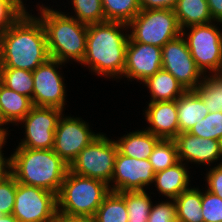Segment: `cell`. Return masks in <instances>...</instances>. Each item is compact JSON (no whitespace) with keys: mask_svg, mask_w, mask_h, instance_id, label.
I'll list each match as a JSON object with an SVG mask.
<instances>
[{"mask_svg":"<svg viewBox=\"0 0 222 222\" xmlns=\"http://www.w3.org/2000/svg\"><path fill=\"white\" fill-rule=\"evenodd\" d=\"M49 58L42 22L28 8L0 33V68L34 71Z\"/></svg>","mask_w":222,"mask_h":222,"instance_id":"1","label":"cell"},{"mask_svg":"<svg viewBox=\"0 0 222 222\" xmlns=\"http://www.w3.org/2000/svg\"><path fill=\"white\" fill-rule=\"evenodd\" d=\"M129 31L126 23L104 21L88 24L86 53L80 63L91 73L120 79L124 73Z\"/></svg>","mask_w":222,"mask_h":222,"instance_id":"2","label":"cell"},{"mask_svg":"<svg viewBox=\"0 0 222 222\" xmlns=\"http://www.w3.org/2000/svg\"><path fill=\"white\" fill-rule=\"evenodd\" d=\"M37 5V17L46 33L50 58L66 64L70 61L80 64L86 53L88 25L52 6Z\"/></svg>","mask_w":222,"mask_h":222,"instance_id":"3","label":"cell"},{"mask_svg":"<svg viewBox=\"0 0 222 222\" xmlns=\"http://www.w3.org/2000/svg\"><path fill=\"white\" fill-rule=\"evenodd\" d=\"M10 173L16 181L58 194L69 165L53 149L15 148Z\"/></svg>","mask_w":222,"mask_h":222,"instance_id":"4","label":"cell"},{"mask_svg":"<svg viewBox=\"0 0 222 222\" xmlns=\"http://www.w3.org/2000/svg\"><path fill=\"white\" fill-rule=\"evenodd\" d=\"M109 192L107 183L68 170L57 194L58 215L91 220Z\"/></svg>","mask_w":222,"mask_h":222,"instance_id":"5","label":"cell"},{"mask_svg":"<svg viewBox=\"0 0 222 222\" xmlns=\"http://www.w3.org/2000/svg\"><path fill=\"white\" fill-rule=\"evenodd\" d=\"M127 26L129 41L161 48L181 35L173 9L141 10Z\"/></svg>","mask_w":222,"mask_h":222,"instance_id":"6","label":"cell"},{"mask_svg":"<svg viewBox=\"0 0 222 222\" xmlns=\"http://www.w3.org/2000/svg\"><path fill=\"white\" fill-rule=\"evenodd\" d=\"M181 35L202 73H217L222 63V31L215 21L186 27Z\"/></svg>","mask_w":222,"mask_h":222,"instance_id":"7","label":"cell"},{"mask_svg":"<svg viewBox=\"0 0 222 222\" xmlns=\"http://www.w3.org/2000/svg\"><path fill=\"white\" fill-rule=\"evenodd\" d=\"M118 153L115 139L101 133L83 148L69 170L77 175L101 180L109 185L112 179L115 159Z\"/></svg>","mask_w":222,"mask_h":222,"instance_id":"8","label":"cell"},{"mask_svg":"<svg viewBox=\"0 0 222 222\" xmlns=\"http://www.w3.org/2000/svg\"><path fill=\"white\" fill-rule=\"evenodd\" d=\"M12 215L19 222H55L58 217L57 195L17 182Z\"/></svg>","mask_w":222,"mask_h":222,"instance_id":"9","label":"cell"},{"mask_svg":"<svg viewBox=\"0 0 222 222\" xmlns=\"http://www.w3.org/2000/svg\"><path fill=\"white\" fill-rule=\"evenodd\" d=\"M62 65L65 66L66 63L49 58L32 71L34 81L33 106L65 110L67 86H65V77L61 71L63 70Z\"/></svg>","mask_w":222,"mask_h":222,"instance_id":"10","label":"cell"},{"mask_svg":"<svg viewBox=\"0 0 222 222\" xmlns=\"http://www.w3.org/2000/svg\"><path fill=\"white\" fill-rule=\"evenodd\" d=\"M63 110L53 107L33 106L17 124L24 128V137L16 148L53 149L55 130ZM23 123V124H22Z\"/></svg>","mask_w":222,"mask_h":222,"instance_id":"11","label":"cell"},{"mask_svg":"<svg viewBox=\"0 0 222 222\" xmlns=\"http://www.w3.org/2000/svg\"><path fill=\"white\" fill-rule=\"evenodd\" d=\"M89 122L80 117L60 116L56 130L53 151L69 166L80 151L90 144L100 133L89 127Z\"/></svg>","mask_w":222,"mask_h":222,"instance_id":"12","label":"cell"},{"mask_svg":"<svg viewBox=\"0 0 222 222\" xmlns=\"http://www.w3.org/2000/svg\"><path fill=\"white\" fill-rule=\"evenodd\" d=\"M162 68L172 74L186 90H195L204 79L182 35L162 48Z\"/></svg>","mask_w":222,"mask_h":222,"instance_id":"13","label":"cell"},{"mask_svg":"<svg viewBox=\"0 0 222 222\" xmlns=\"http://www.w3.org/2000/svg\"><path fill=\"white\" fill-rule=\"evenodd\" d=\"M154 176L149 159L128 157L118 151L109 189L115 192L147 190L154 183Z\"/></svg>","mask_w":222,"mask_h":222,"instance_id":"14","label":"cell"},{"mask_svg":"<svg viewBox=\"0 0 222 222\" xmlns=\"http://www.w3.org/2000/svg\"><path fill=\"white\" fill-rule=\"evenodd\" d=\"M162 68V49L151 44L128 41L125 68L120 80L141 83Z\"/></svg>","mask_w":222,"mask_h":222,"instance_id":"15","label":"cell"},{"mask_svg":"<svg viewBox=\"0 0 222 222\" xmlns=\"http://www.w3.org/2000/svg\"><path fill=\"white\" fill-rule=\"evenodd\" d=\"M174 140L177 146L179 161L187 165L190 162L198 166L207 165L210 167H212L214 162L215 165L222 164L220 141L197 137L189 132L179 133Z\"/></svg>","mask_w":222,"mask_h":222,"instance_id":"16","label":"cell"},{"mask_svg":"<svg viewBox=\"0 0 222 222\" xmlns=\"http://www.w3.org/2000/svg\"><path fill=\"white\" fill-rule=\"evenodd\" d=\"M143 115L147 126L145 129L160 139H175L179 134L177 101L147 102Z\"/></svg>","mask_w":222,"mask_h":222,"instance_id":"17","label":"cell"},{"mask_svg":"<svg viewBox=\"0 0 222 222\" xmlns=\"http://www.w3.org/2000/svg\"><path fill=\"white\" fill-rule=\"evenodd\" d=\"M188 165L178 161L173 166L155 173L154 183L158 194L167 199H175L182 192L190 189L191 180ZM190 185V186H189Z\"/></svg>","mask_w":222,"mask_h":222,"instance_id":"18","label":"cell"},{"mask_svg":"<svg viewBox=\"0 0 222 222\" xmlns=\"http://www.w3.org/2000/svg\"><path fill=\"white\" fill-rule=\"evenodd\" d=\"M141 84L150 92L149 102L176 100L187 91L172 74L163 68L146 78Z\"/></svg>","mask_w":222,"mask_h":222,"instance_id":"19","label":"cell"},{"mask_svg":"<svg viewBox=\"0 0 222 222\" xmlns=\"http://www.w3.org/2000/svg\"><path fill=\"white\" fill-rule=\"evenodd\" d=\"M176 101L179 133L189 132L209 113L202 98L194 90H187Z\"/></svg>","mask_w":222,"mask_h":222,"instance_id":"20","label":"cell"},{"mask_svg":"<svg viewBox=\"0 0 222 222\" xmlns=\"http://www.w3.org/2000/svg\"><path fill=\"white\" fill-rule=\"evenodd\" d=\"M159 140L160 138L143 128L124 134L115 142L121 154L136 159H149Z\"/></svg>","mask_w":222,"mask_h":222,"instance_id":"21","label":"cell"},{"mask_svg":"<svg viewBox=\"0 0 222 222\" xmlns=\"http://www.w3.org/2000/svg\"><path fill=\"white\" fill-rule=\"evenodd\" d=\"M0 106L9 125H17L33 107L32 100L0 82Z\"/></svg>","mask_w":222,"mask_h":222,"instance_id":"22","label":"cell"},{"mask_svg":"<svg viewBox=\"0 0 222 222\" xmlns=\"http://www.w3.org/2000/svg\"><path fill=\"white\" fill-rule=\"evenodd\" d=\"M173 10L181 30L214 21L206 0H178Z\"/></svg>","mask_w":222,"mask_h":222,"instance_id":"23","label":"cell"},{"mask_svg":"<svg viewBox=\"0 0 222 222\" xmlns=\"http://www.w3.org/2000/svg\"><path fill=\"white\" fill-rule=\"evenodd\" d=\"M177 222H204L202 215V191L198 186L182 192L175 199Z\"/></svg>","mask_w":222,"mask_h":222,"instance_id":"24","label":"cell"},{"mask_svg":"<svg viewBox=\"0 0 222 222\" xmlns=\"http://www.w3.org/2000/svg\"><path fill=\"white\" fill-rule=\"evenodd\" d=\"M124 192L110 191L103 199L91 222H128Z\"/></svg>","mask_w":222,"mask_h":222,"instance_id":"25","label":"cell"},{"mask_svg":"<svg viewBox=\"0 0 222 222\" xmlns=\"http://www.w3.org/2000/svg\"><path fill=\"white\" fill-rule=\"evenodd\" d=\"M203 100L209 112H222V78L215 74H206L194 90Z\"/></svg>","mask_w":222,"mask_h":222,"instance_id":"26","label":"cell"},{"mask_svg":"<svg viewBox=\"0 0 222 222\" xmlns=\"http://www.w3.org/2000/svg\"><path fill=\"white\" fill-rule=\"evenodd\" d=\"M0 82L7 88L32 100L34 86L32 71L19 68H0Z\"/></svg>","mask_w":222,"mask_h":222,"instance_id":"27","label":"cell"},{"mask_svg":"<svg viewBox=\"0 0 222 222\" xmlns=\"http://www.w3.org/2000/svg\"><path fill=\"white\" fill-rule=\"evenodd\" d=\"M146 190L125 191L124 200L128 210V222H147L153 204Z\"/></svg>","mask_w":222,"mask_h":222,"instance_id":"28","label":"cell"},{"mask_svg":"<svg viewBox=\"0 0 222 222\" xmlns=\"http://www.w3.org/2000/svg\"><path fill=\"white\" fill-rule=\"evenodd\" d=\"M105 21L128 24L141 10L139 0H102Z\"/></svg>","mask_w":222,"mask_h":222,"instance_id":"29","label":"cell"},{"mask_svg":"<svg viewBox=\"0 0 222 222\" xmlns=\"http://www.w3.org/2000/svg\"><path fill=\"white\" fill-rule=\"evenodd\" d=\"M73 6L71 13L67 15L77 19L84 24L101 23L105 21L102 0H70Z\"/></svg>","mask_w":222,"mask_h":222,"instance_id":"30","label":"cell"},{"mask_svg":"<svg viewBox=\"0 0 222 222\" xmlns=\"http://www.w3.org/2000/svg\"><path fill=\"white\" fill-rule=\"evenodd\" d=\"M155 173L165 170L177 163L178 152L176 142L173 139H160L154 147L150 157Z\"/></svg>","mask_w":222,"mask_h":222,"instance_id":"31","label":"cell"},{"mask_svg":"<svg viewBox=\"0 0 222 222\" xmlns=\"http://www.w3.org/2000/svg\"><path fill=\"white\" fill-rule=\"evenodd\" d=\"M189 133L197 137L220 141L222 138V112H209L205 118L190 129Z\"/></svg>","mask_w":222,"mask_h":222,"instance_id":"32","label":"cell"},{"mask_svg":"<svg viewBox=\"0 0 222 222\" xmlns=\"http://www.w3.org/2000/svg\"><path fill=\"white\" fill-rule=\"evenodd\" d=\"M27 0H0V33L4 32L25 10Z\"/></svg>","mask_w":222,"mask_h":222,"instance_id":"33","label":"cell"},{"mask_svg":"<svg viewBox=\"0 0 222 222\" xmlns=\"http://www.w3.org/2000/svg\"><path fill=\"white\" fill-rule=\"evenodd\" d=\"M201 205L204 222H222V199L219 196L202 190Z\"/></svg>","mask_w":222,"mask_h":222,"instance_id":"34","label":"cell"},{"mask_svg":"<svg viewBox=\"0 0 222 222\" xmlns=\"http://www.w3.org/2000/svg\"><path fill=\"white\" fill-rule=\"evenodd\" d=\"M16 187L17 181L11 173L0 182V212L3 215L12 214Z\"/></svg>","mask_w":222,"mask_h":222,"instance_id":"35","label":"cell"},{"mask_svg":"<svg viewBox=\"0 0 222 222\" xmlns=\"http://www.w3.org/2000/svg\"><path fill=\"white\" fill-rule=\"evenodd\" d=\"M147 222H177L176 205L174 199L156 202L151 206Z\"/></svg>","mask_w":222,"mask_h":222,"instance_id":"36","label":"cell"},{"mask_svg":"<svg viewBox=\"0 0 222 222\" xmlns=\"http://www.w3.org/2000/svg\"><path fill=\"white\" fill-rule=\"evenodd\" d=\"M206 170V190L222 199V164L207 167Z\"/></svg>","mask_w":222,"mask_h":222,"instance_id":"37","label":"cell"},{"mask_svg":"<svg viewBox=\"0 0 222 222\" xmlns=\"http://www.w3.org/2000/svg\"><path fill=\"white\" fill-rule=\"evenodd\" d=\"M178 0H139L140 10L174 9Z\"/></svg>","mask_w":222,"mask_h":222,"instance_id":"38","label":"cell"},{"mask_svg":"<svg viewBox=\"0 0 222 222\" xmlns=\"http://www.w3.org/2000/svg\"><path fill=\"white\" fill-rule=\"evenodd\" d=\"M208 8L213 20L219 24H222V0H206Z\"/></svg>","mask_w":222,"mask_h":222,"instance_id":"39","label":"cell"},{"mask_svg":"<svg viewBox=\"0 0 222 222\" xmlns=\"http://www.w3.org/2000/svg\"><path fill=\"white\" fill-rule=\"evenodd\" d=\"M10 174V157L0 156V182Z\"/></svg>","mask_w":222,"mask_h":222,"instance_id":"40","label":"cell"},{"mask_svg":"<svg viewBox=\"0 0 222 222\" xmlns=\"http://www.w3.org/2000/svg\"><path fill=\"white\" fill-rule=\"evenodd\" d=\"M7 139H8V134L2 129H0V156L4 152V150L2 149L5 148L4 146L6 145L5 143H7Z\"/></svg>","mask_w":222,"mask_h":222,"instance_id":"41","label":"cell"},{"mask_svg":"<svg viewBox=\"0 0 222 222\" xmlns=\"http://www.w3.org/2000/svg\"><path fill=\"white\" fill-rule=\"evenodd\" d=\"M8 122L4 119V116H3V112H2V109H1V106H0V129H2L3 131H5L8 135H10L8 132H10L8 129L9 127H6L8 126ZM6 127V128H5Z\"/></svg>","mask_w":222,"mask_h":222,"instance_id":"42","label":"cell"},{"mask_svg":"<svg viewBox=\"0 0 222 222\" xmlns=\"http://www.w3.org/2000/svg\"><path fill=\"white\" fill-rule=\"evenodd\" d=\"M0 222H19L12 214H4L0 217Z\"/></svg>","mask_w":222,"mask_h":222,"instance_id":"43","label":"cell"},{"mask_svg":"<svg viewBox=\"0 0 222 222\" xmlns=\"http://www.w3.org/2000/svg\"><path fill=\"white\" fill-rule=\"evenodd\" d=\"M60 222H91L88 219H69L60 216Z\"/></svg>","mask_w":222,"mask_h":222,"instance_id":"44","label":"cell"},{"mask_svg":"<svg viewBox=\"0 0 222 222\" xmlns=\"http://www.w3.org/2000/svg\"><path fill=\"white\" fill-rule=\"evenodd\" d=\"M216 74L222 78V63H221V66Z\"/></svg>","mask_w":222,"mask_h":222,"instance_id":"45","label":"cell"},{"mask_svg":"<svg viewBox=\"0 0 222 222\" xmlns=\"http://www.w3.org/2000/svg\"><path fill=\"white\" fill-rule=\"evenodd\" d=\"M220 147H221V153H222V138L220 139Z\"/></svg>","mask_w":222,"mask_h":222,"instance_id":"46","label":"cell"},{"mask_svg":"<svg viewBox=\"0 0 222 222\" xmlns=\"http://www.w3.org/2000/svg\"><path fill=\"white\" fill-rule=\"evenodd\" d=\"M55 222H60V216L58 215L57 219Z\"/></svg>","mask_w":222,"mask_h":222,"instance_id":"47","label":"cell"}]
</instances>
